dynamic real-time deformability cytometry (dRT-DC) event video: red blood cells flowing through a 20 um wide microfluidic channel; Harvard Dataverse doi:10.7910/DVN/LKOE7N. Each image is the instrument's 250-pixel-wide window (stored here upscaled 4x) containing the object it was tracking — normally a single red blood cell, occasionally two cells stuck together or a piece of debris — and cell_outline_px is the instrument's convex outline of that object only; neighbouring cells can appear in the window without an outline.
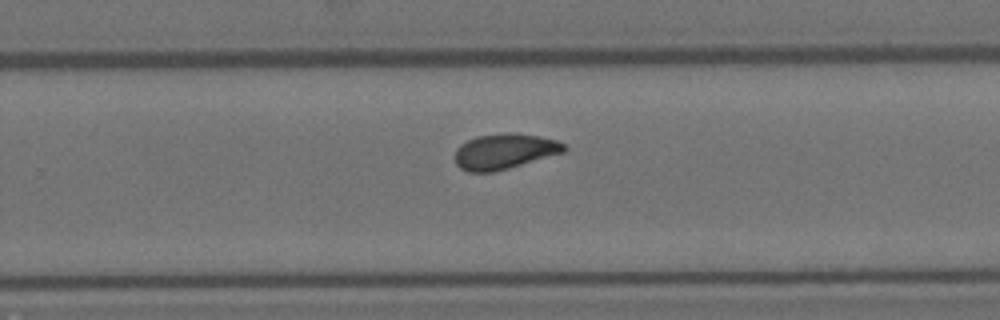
{"species": "Egyptian fruit bat (a non-hibernating species)", "species_latin": "Rousettus aegyptiacus", "temperature_condition": "room temperature", "stored_images_in_passage": 10, "camera_frame_rate_fps": 3000, "um_per_image_px": 0.085, "animal": {"sex": "female"}, "frame": {"image": 1, "passage_image": 10, "time_ms": 3.0, "image_size_px": [1000, 320], "cell_outline_px": [[568, 148], [564, 152], [508, 168], [492, 172], [468, 172], [460, 168], [456, 164], [456, 148], [460, 144], [476, 136], [504, 132], [508, 132], [540, 136], [556, 140], [564, 144]], "centroid_in_image_um": [42.87, 12.85], "position_along_channel_um": 286.9, "area_um2": 22.48}}